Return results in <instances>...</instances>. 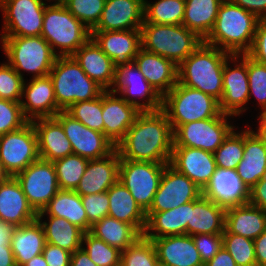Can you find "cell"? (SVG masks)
Masks as SVG:
<instances>
[{"label":"cell","instance_id":"42","mask_svg":"<svg viewBox=\"0 0 266 266\" xmlns=\"http://www.w3.org/2000/svg\"><path fill=\"white\" fill-rule=\"evenodd\" d=\"M244 154V131L236 133L233 129L221 146L213 153L219 169L236 170Z\"/></svg>","mask_w":266,"mask_h":266},{"label":"cell","instance_id":"27","mask_svg":"<svg viewBox=\"0 0 266 266\" xmlns=\"http://www.w3.org/2000/svg\"><path fill=\"white\" fill-rule=\"evenodd\" d=\"M225 211V206L203 194L198 199L190 201L187 235H222L225 229Z\"/></svg>","mask_w":266,"mask_h":266},{"label":"cell","instance_id":"28","mask_svg":"<svg viewBox=\"0 0 266 266\" xmlns=\"http://www.w3.org/2000/svg\"><path fill=\"white\" fill-rule=\"evenodd\" d=\"M31 122L37 134L39 158L54 162L73 154L72 145L55 118H38Z\"/></svg>","mask_w":266,"mask_h":266},{"label":"cell","instance_id":"55","mask_svg":"<svg viewBox=\"0 0 266 266\" xmlns=\"http://www.w3.org/2000/svg\"><path fill=\"white\" fill-rule=\"evenodd\" d=\"M248 203L266 210V171L262 179L249 189Z\"/></svg>","mask_w":266,"mask_h":266},{"label":"cell","instance_id":"8","mask_svg":"<svg viewBox=\"0 0 266 266\" xmlns=\"http://www.w3.org/2000/svg\"><path fill=\"white\" fill-rule=\"evenodd\" d=\"M1 43L8 63L23 79L21 70L32 78L49 75L57 57L42 36L1 37Z\"/></svg>","mask_w":266,"mask_h":266},{"label":"cell","instance_id":"3","mask_svg":"<svg viewBox=\"0 0 266 266\" xmlns=\"http://www.w3.org/2000/svg\"><path fill=\"white\" fill-rule=\"evenodd\" d=\"M231 55L203 41L178 66V82L220 101L223 93V67Z\"/></svg>","mask_w":266,"mask_h":266},{"label":"cell","instance_id":"32","mask_svg":"<svg viewBox=\"0 0 266 266\" xmlns=\"http://www.w3.org/2000/svg\"><path fill=\"white\" fill-rule=\"evenodd\" d=\"M225 228L251 240L266 230V210L249 203L226 207Z\"/></svg>","mask_w":266,"mask_h":266},{"label":"cell","instance_id":"26","mask_svg":"<svg viewBox=\"0 0 266 266\" xmlns=\"http://www.w3.org/2000/svg\"><path fill=\"white\" fill-rule=\"evenodd\" d=\"M134 62L145 79L162 97L178 82V66L172 60L141 48Z\"/></svg>","mask_w":266,"mask_h":266},{"label":"cell","instance_id":"36","mask_svg":"<svg viewBox=\"0 0 266 266\" xmlns=\"http://www.w3.org/2000/svg\"><path fill=\"white\" fill-rule=\"evenodd\" d=\"M46 244L44 229L38 219L18 226L13 233L11 249L17 266L42 254Z\"/></svg>","mask_w":266,"mask_h":266},{"label":"cell","instance_id":"11","mask_svg":"<svg viewBox=\"0 0 266 266\" xmlns=\"http://www.w3.org/2000/svg\"><path fill=\"white\" fill-rule=\"evenodd\" d=\"M231 115L220 113L217 117L180 125L174 132L173 146L198 148L214 153L234 129L227 119Z\"/></svg>","mask_w":266,"mask_h":266},{"label":"cell","instance_id":"12","mask_svg":"<svg viewBox=\"0 0 266 266\" xmlns=\"http://www.w3.org/2000/svg\"><path fill=\"white\" fill-rule=\"evenodd\" d=\"M46 6L43 0H0L4 15L1 37L41 36Z\"/></svg>","mask_w":266,"mask_h":266},{"label":"cell","instance_id":"16","mask_svg":"<svg viewBox=\"0 0 266 266\" xmlns=\"http://www.w3.org/2000/svg\"><path fill=\"white\" fill-rule=\"evenodd\" d=\"M203 191L170 164L164 168L159 187L147 212H162L198 199Z\"/></svg>","mask_w":266,"mask_h":266},{"label":"cell","instance_id":"46","mask_svg":"<svg viewBox=\"0 0 266 266\" xmlns=\"http://www.w3.org/2000/svg\"><path fill=\"white\" fill-rule=\"evenodd\" d=\"M223 247L230 253L237 266H256L254 240L230 233L222 234Z\"/></svg>","mask_w":266,"mask_h":266},{"label":"cell","instance_id":"62","mask_svg":"<svg viewBox=\"0 0 266 266\" xmlns=\"http://www.w3.org/2000/svg\"><path fill=\"white\" fill-rule=\"evenodd\" d=\"M0 266H17L13 252H0Z\"/></svg>","mask_w":266,"mask_h":266},{"label":"cell","instance_id":"54","mask_svg":"<svg viewBox=\"0 0 266 266\" xmlns=\"http://www.w3.org/2000/svg\"><path fill=\"white\" fill-rule=\"evenodd\" d=\"M42 255L48 266H70L71 252L46 243Z\"/></svg>","mask_w":266,"mask_h":266},{"label":"cell","instance_id":"48","mask_svg":"<svg viewBox=\"0 0 266 266\" xmlns=\"http://www.w3.org/2000/svg\"><path fill=\"white\" fill-rule=\"evenodd\" d=\"M247 73L249 80V99L254 95L266 112V64L259 63L247 55Z\"/></svg>","mask_w":266,"mask_h":266},{"label":"cell","instance_id":"41","mask_svg":"<svg viewBox=\"0 0 266 266\" xmlns=\"http://www.w3.org/2000/svg\"><path fill=\"white\" fill-rule=\"evenodd\" d=\"M88 159L77 154H70L54 161L59 188L76 190L86 169Z\"/></svg>","mask_w":266,"mask_h":266},{"label":"cell","instance_id":"4","mask_svg":"<svg viewBox=\"0 0 266 266\" xmlns=\"http://www.w3.org/2000/svg\"><path fill=\"white\" fill-rule=\"evenodd\" d=\"M45 7L41 36L50 44L56 56H72L90 38L91 31L60 0ZM60 51L56 53V49Z\"/></svg>","mask_w":266,"mask_h":266},{"label":"cell","instance_id":"18","mask_svg":"<svg viewBox=\"0 0 266 266\" xmlns=\"http://www.w3.org/2000/svg\"><path fill=\"white\" fill-rule=\"evenodd\" d=\"M169 164L192 180L202 191L209 185L217 170L212 152L184 146H173Z\"/></svg>","mask_w":266,"mask_h":266},{"label":"cell","instance_id":"53","mask_svg":"<svg viewBox=\"0 0 266 266\" xmlns=\"http://www.w3.org/2000/svg\"><path fill=\"white\" fill-rule=\"evenodd\" d=\"M246 54L255 61L266 64V19H259L253 44Z\"/></svg>","mask_w":266,"mask_h":266},{"label":"cell","instance_id":"14","mask_svg":"<svg viewBox=\"0 0 266 266\" xmlns=\"http://www.w3.org/2000/svg\"><path fill=\"white\" fill-rule=\"evenodd\" d=\"M111 91L122 94L127 103L135 105L141 111L162 109V96L149 84L134 61L115 68V80ZM137 96L142 99L145 97L146 103L136 100Z\"/></svg>","mask_w":266,"mask_h":266},{"label":"cell","instance_id":"38","mask_svg":"<svg viewBox=\"0 0 266 266\" xmlns=\"http://www.w3.org/2000/svg\"><path fill=\"white\" fill-rule=\"evenodd\" d=\"M90 233L121 252L143 236L134 226L110 216L95 222Z\"/></svg>","mask_w":266,"mask_h":266},{"label":"cell","instance_id":"29","mask_svg":"<svg viewBox=\"0 0 266 266\" xmlns=\"http://www.w3.org/2000/svg\"><path fill=\"white\" fill-rule=\"evenodd\" d=\"M72 57L90 79L97 82L105 90H110L115 80L113 61L92 38L81 46Z\"/></svg>","mask_w":266,"mask_h":266},{"label":"cell","instance_id":"63","mask_svg":"<svg viewBox=\"0 0 266 266\" xmlns=\"http://www.w3.org/2000/svg\"><path fill=\"white\" fill-rule=\"evenodd\" d=\"M22 266H48V264L46 263L44 256L39 254Z\"/></svg>","mask_w":266,"mask_h":266},{"label":"cell","instance_id":"2","mask_svg":"<svg viewBox=\"0 0 266 266\" xmlns=\"http://www.w3.org/2000/svg\"><path fill=\"white\" fill-rule=\"evenodd\" d=\"M259 18L232 0L222 1L215 25L204 40L232 55L246 54L253 44Z\"/></svg>","mask_w":266,"mask_h":266},{"label":"cell","instance_id":"51","mask_svg":"<svg viewBox=\"0 0 266 266\" xmlns=\"http://www.w3.org/2000/svg\"><path fill=\"white\" fill-rule=\"evenodd\" d=\"M88 222L93 225L108 216L109 197L107 192L81 196Z\"/></svg>","mask_w":266,"mask_h":266},{"label":"cell","instance_id":"13","mask_svg":"<svg viewBox=\"0 0 266 266\" xmlns=\"http://www.w3.org/2000/svg\"><path fill=\"white\" fill-rule=\"evenodd\" d=\"M23 193L36 212L42 211L60 190L54 163L41 158L18 173Z\"/></svg>","mask_w":266,"mask_h":266},{"label":"cell","instance_id":"50","mask_svg":"<svg viewBox=\"0 0 266 266\" xmlns=\"http://www.w3.org/2000/svg\"><path fill=\"white\" fill-rule=\"evenodd\" d=\"M27 122L20 102L0 99V135L15 131Z\"/></svg>","mask_w":266,"mask_h":266},{"label":"cell","instance_id":"24","mask_svg":"<svg viewBox=\"0 0 266 266\" xmlns=\"http://www.w3.org/2000/svg\"><path fill=\"white\" fill-rule=\"evenodd\" d=\"M0 219L17 227L37 219L16 177L8 176L0 182Z\"/></svg>","mask_w":266,"mask_h":266},{"label":"cell","instance_id":"31","mask_svg":"<svg viewBox=\"0 0 266 266\" xmlns=\"http://www.w3.org/2000/svg\"><path fill=\"white\" fill-rule=\"evenodd\" d=\"M266 171V143L252 129L244 130V154L236 168L241 182L251 189Z\"/></svg>","mask_w":266,"mask_h":266},{"label":"cell","instance_id":"58","mask_svg":"<svg viewBox=\"0 0 266 266\" xmlns=\"http://www.w3.org/2000/svg\"><path fill=\"white\" fill-rule=\"evenodd\" d=\"M256 266H266V230L254 239Z\"/></svg>","mask_w":266,"mask_h":266},{"label":"cell","instance_id":"39","mask_svg":"<svg viewBox=\"0 0 266 266\" xmlns=\"http://www.w3.org/2000/svg\"><path fill=\"white\" fill-rule=\"evenodd\" d=\"M44 229L46 243L71 253L82 247L84 231L64 218L49 216L48 222L38 219Z\"/></svg>","mask_w":266,"mask_h":266},{"label":"cell","instance_id":"21","mask_svg":"<svg viewBox=\"0 0 266 266\" xmlns=\"http://www.w3.org/2000/svg\"><path fill=\"white\" fill-rule=\"evenodd\" d=\"M114 95L111 90L102 93V118L104 135L116 146L125 137L141 110Z\"/></svg>","mask_w":266,"mask_h":266},{"label":"cell","instance_id":"45","mask_svg":"<svg viewBox=\"0 0 266 266\" xmlns=\"http://www.w3.org/2000/svg\"><path fill=\"white\" fill-rule=\"evenodd\" d=\"M120 266H160L153 242L141 236L121 252Z\"/></svg>","mask_w":266,"mask_h":266},{"label":"cell","instance_id":"5","mask_svg":"<svg viewBox=\"0 0 266 266\" xmlns=\"http://www.w3.org/2000/svg\"><path fill=\"white\" fill-rule=\"evenodd\" d=\"M49 76L53 82L57 106L62 111L76 102L95 99L105 91L86 75L72 56H57Z\"/></svg>","mask_w":266,"mask_h":266},{"label":"cell","instance_id":"37","mask_svg":"<svg viewBox=\"0 0 266 266\" xmlns=\"http://www.w3.org/2000/svg\"><path fill=\"white\" fill-rule=\"evenodd\" d=\"M223 0H185L182 25L205 40L212 31Z\"/></svg>","mask_w":266,"mask_h":266},{"label":"cell","instance_id":"10","mask_svg":"<svg viewBox=\"0 0 266 266\" xmlns=\"http://www.w3.org/2000/svg\"><path fill=\"white\" fill-rule=\"evenodd\" d=\"M38 158L37 134L31 121L0 135V162L8 176L15 177Z\"/></svg>","mask_w":266,"mask_h":266},{"label":"cell","instance_id":"1","mask_svg":"<svg viewBox=\"0 0 266 266\" xmlns=\"http://www.w3.org/2000/svg\"><path fill=\"white\" fill-rule=\"evenodd\" d=\"M173 144L171 124L161 109L141 111L115 148L120 159L170 163Z\"/></svg>","mask_w":266,"mask_h":266},{"label":"cell","instance_id":"49","mask_svg":"<svg viewBox=\"0 0 266 266\" xmlns=\"http://www.w3.org/2000/svg\"><path fill=\"white\" fill-rule=\"evenodd\" d=\"M24 79L9 63L0 65V99L21 102Z\"/></svg>","mask_w":266,"mask_h":266},{"label":"cell","instance_id":"43","mask_svg":"<svg viewBox=\"0 0 266 266\" xmlns=\"http://www.w3.org/2000/svg\"><path fill=\"white\" fill-rule=\"evenodd\" d=\"M81 247L97 266H120L121 251L108 245L103 240L95 237L90 232H85Z\"/></svg>","mask_w":266,"mask_h":266},{"label":"cell","instance_id":"60","mask_svg":"<svg viewBox=\"0 0 266 266\" xmlns=\"http://www.w3.org/2000/svg\"><path fill=\"white\" fill-rule=\"evenodd\" d=\"M70 266H97L92 262L88 254L82 249H78L71 253Z\"/></svg>","mask_w":266,"mask_h":266},{"label":"cell","instance_id":"23","mask_svg":"<svg viewBox=\"0 0 266 266\" xmlns=\"http://www.w3.org/2000/svg\"><path fill=\"white\" fill-rule=\"evenodd\" d=\"M144 0H106L101 19L92 31L141 29Z\"/></svg>","mask_w":266,"mask_h":266},{"label":"cell","instance_id":"59","mask_svg":"<svg viewBox=\"0 0 266 266\" xmlns=\"http://www.w3.org/2000/svg\"><path fill=\"white\" fill-rule=\"evenodd\" d=\"M204 266H237L230 253L222 247L219 252Z\"/></svg>","mask_w":266,"mask_h":266},{"label":"cell","instance_id":"61","mask_svg":"<svg viewBox=\"0 0 266 266\" xmlns=\"http://www.w3.org/2000/svg\"><path fill=\"white\" fill-rule=\"evenodd\" d=\"M259 119L260 125L257 129V132L254 133L266 143V112H261Z\"/></svg>","mask_w":266,"mask_h":266},{"label":"cell","instance_id":"19","mask_svg":"<svg viewBox=\"0 0 266 266\" xmlns=\"http://www.w3.org/2000/svg\"><path fill=\"white\" fill-rule=\"evenodd\" d=\"M91 38L113 61L115 68L133 62L142 48L141 29L91 31Z\"/></svg>","mask_w":266,"mask_h":266},{"label":"cell","instance_id":"6","mask_svg":"<svg viewBox=\"0 0 266 266\" xmlns=\"http://www.w3.org/2000/svg\"><path fill=\"white\" fill-rule=\"evenodd\" d=\"M203 41L183 25L143 23L141 26L142 48L172 60L177 66Z\"/></svg>","mask_w":266,"mask_h":266},{"label":"cell","instance_id":"17","mask_svg":"<svg viewBox=\"0 0 266 266\" xmlns=\"http://www.w3.org/2000/svg\"><path fill=\"white\" fill-rule=\"evenodd\" d=\"M242 55V56H240ZM239 60L241 61H238ZM230 60L236 68L230 69ZM223 93L219 101L220 111L231 116H240L245 110L243 107L249 101V80L247 73V54L231 55L223 67Z\"/></svg>","mask_w":266,"mask_h":266},{"label":"cell","instance_id":"20","mask_svg":"<svg viewBox=\"0 0 266 266\" xmlns=\"http://www.w3.org/2000/svg\"><path fill=\"white\" fill-rule=\"evenodd\" d=\"M25 82L20 104L23 115L28 121L38 118H54L59 111H62L57 106L53 82L49 75L32 78L27 85Z\"/></svg>","mask_w":266,"mask_h":266},{"label":"cell","instance_id":"47","mask_svg":"<svg viewBox=\"0 0 266 266\" xmlns=\"http://www.w3.org/2000/svg\"><path fill=\"white\" fill-rule=\"evenodd\" d=\"M106 0H60L90 31L99 23Z\"/></svg>","mask_w":266,"mask_h":266},{"label":"cell","instance_id":"56","mask_svg":"<svg viewBox=\"0 0 266 266\" xmlns=\"http://www.w3.org/2000/svg\"><path fill=\"white\" fill-rule=\"evenodd\" d=\"M17 226L0 219V252H12L11 241Z\"/></svg>","mask_w":266,"mask_h":266},{"label":"cell","instance_id":"57","mask_svg":"<svg viewBox=\"0 0 266 266\" xmlns=\"http://www.w3.org/2000/svg\"><path fill=\"white\" fill-rule=\"evenodd\" d=\"M236 5L254 13L259 19H266V0H232Z\"/></svg>","mask_w":266,"mask_h":266},{"label":"cell","instance_id":"33","mask_svg":"<svg viewBox=\"0 0 266 266\" xmlns=\"http://www.w3.org/2000/svg\"><path fill=\"white\" fill-rule=\"evenodd\" d=\"M189 216L190 202L162 212H146L147 222L143 236L146 239H156L185 235Z\"/></svg>","mask_w":266,"mask_h":266},{"label":"cell","instance_id":"7","mask_svg":"<svg viewBox=\"0 0 266 266\" xmlns=\"http://www.w3.org/2000/svg\"><path fill=\"white\" fill-rule=\"evenodd\" d=\"M162 110L173 132L182 124L214 118L221 113L219 101L213 96L179 82L162 97Z\"/></svg>","mask_w":266,"mask_h":266},{"label":"cell","instance_id":"15","mask_svg":"<svg viewBox=\"0 0 266 266\" xmlns=\"http://www.w3.org/2000/svg\"><path fill=\"white\" fill-rule=\"evenodd\" d=\"M54 118L62 125L72 145L73 154L93 160L103 158L115 149V145L104 133L88 128L66 111H59Z\"/></svg>","mask_w":266,"mask_h":266},{"label":"cell","instance_id":"22","mask_svg":"<svg viewBox=\"0 0 266 266\" xmlns=\"http://www.w3.org/2000/svg\"><path fill=\"white\" fill-rule=\"evenodd\" d=\"M119 164L116 148L103 158L89 160L75 191L80 196L107 192L118 181Z\"/></svg>","mask_w":266,"mask_h":266},{"label":"cell","instance_id":"35","mask_svg":"<svg viewBox=\"0 0 266 266\" xmlns=\"http://www.w3.org/2000/svg\"><path fill=\"white\" fill-rule=\"evenodd\" d=\"M107 193L108 216L134 226L143 235L147 222L146 213L136 203L130 191L118 180Z\"/></svg>","mask_w":266,"mask_h":266},{"label":"cell","instance_id":"44","mask_svg":"<svg viewBox=\"0 0 266 266\" xmlns=\"http://www.w3.org/2000/svg\"><path fill=\"white\" fill-rule=\"evenodd\" d=\"M65 111L88 128L104 133L102 94L89 101L76 102Z\"/></svg>","mask_w":266,"mask_h":266},{"label":"cell","instance_id":"9","mask_svg":"<svg viewBox=\"0 0 266 266\" xmlns=\"http://www.w3.org/2000/svg\"><path fill=\"white\" fill-rule=\"evenodd\" d=\"M167 164L120 159L118 180L130 191L145 213L152 205Z\"/></svg>","mask_w":266,"mask_h":266},{"label":"cell","instance_id":"25","mask_svg":"<svg viewBox=\"0 0 266 266\" xmlns=\"http://www.w3.org/2000/svg\"><path fill=\"white\" fill-rule=\"evenodd\" d=\"M153 242L160 266H204L190 235L149 239Z\"/></svg>","mask_w":266,"mask_h":266},{"label":"cell","instance_id":"34","mask_svg":"<svg viewBox=\"0 0 266 266\" xmlns=\"http://www.w3.org/2000/svg\"><path fill=\"white\" fill-rule=\"evenodd\" d=\"M45 214L64 218L84 232H90L92 226L88 222L81 196L74 190L60 189L43 210L37 212V219H42Z\"/></svg>","mask_w":266,"mask_h":266},{"label":"cell","instance_id":"30","mask_svg":"<svg viewBox=\"0 0 266 266\" xmlns=\"http://www.w3.org/2000/svg\"><path fill=\"white\" fill-rule=\"evenodd\" d=\"M203 195L225 207L245 204L249 200L248 188L241 182L236 170L231 169L217 168Z\"/></svg>","mask_w":266,"mask_h":266},{"label":"cell","instance_id":"52","mask_svg":"<svg viewBox=\"0 0 266 266\" xmlns=\"http://www.w3.org/2000/svg\"><path fill=\"white\" fill-rule=\"evenodd\" d=\"M192 237L204 264L211 260L223 247L222 235L198 234Z\"/></svg>","mask_w":266,"mask_h":266},{"label":"cell","instance_id":"40","mask_svg":"<svg viewBox=\"0 0 266 266\" xmlns=\"http://www.w3.org/2000/svg\"><path fill=\"white\" fill-rule=\"evenodd\" d=\"M185 0H144V23L182 25Z\"/></svg>","mask_w":266,"mask_h":266},{"label":"cell","instance_id":"64","mask_svg":"<svg viewBox=\"0 0 266 266\" xmlns=\"http://www.w3.org/2000/svg\"><path fill=\"white\" fill-rule=\"evenodd\" d=\"M8 177V175L5 173V171L2 168L1 162H0V182L5 180Z\"/></svg>","mask_w":266,"mask_h":266}]
</instances>
